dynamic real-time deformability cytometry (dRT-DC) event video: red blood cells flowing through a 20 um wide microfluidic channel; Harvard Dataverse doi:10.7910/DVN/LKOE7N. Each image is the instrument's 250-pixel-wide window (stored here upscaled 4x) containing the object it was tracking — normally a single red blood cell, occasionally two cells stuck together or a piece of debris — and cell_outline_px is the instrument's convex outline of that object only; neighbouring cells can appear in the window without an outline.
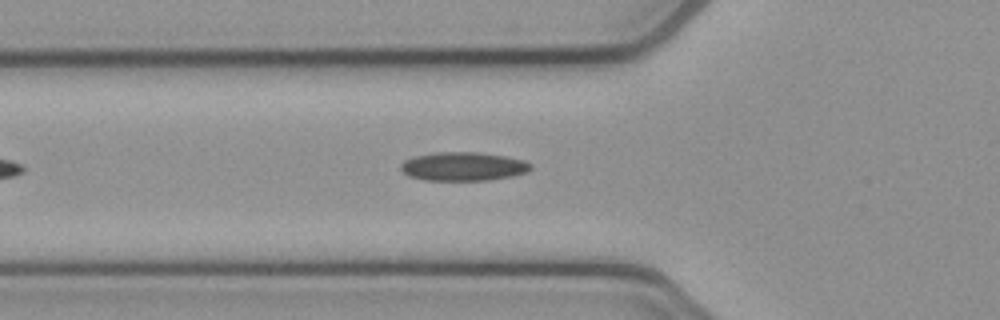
{"species": "common noctule bat (a hibernating species)", "species_latin": "Nyctalus noctula", "temperature_condition": "cold", "stored_images_in_passage": 28, "camera_frame_rate_fps": 3000, "um_per_image_px": 0.085, "animal": {"sex": "female", "body_mass_g": 21.9}, "frame": {"image": 1, "passage_image": 8, "time_ms": 2.333, "image_size_px": [1000, 320], "cell_outline_px": [[532, 168], [528, 172], [512, 176], [488, 180], [424, 180], [408, 176], [400, 168], [400, 164], [404, 160], [416, 156], [440, 152], [476, 152], [504, 156], [524, 160], [532, 164]], "centroid_in_image_um": [39.39, 14.15], "position_along_channel_um": 86.4, "area_um2": 21.68}}
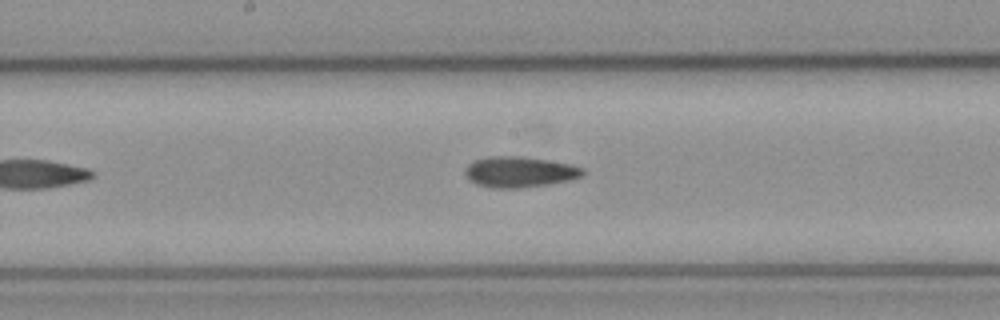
{"frame": {"image": 2, "passage_image": 17, "time_ms": 5.333, "image_size_px": [1000, 320], "cell_outline_px": [[584, 176], [572, 180], [548, 184], [520, 188], [492, 188], [476, 184], [468, 180], [464, 176], [464, 168], [472, 160], [488, 156], [520, 156], [572, 164], [584, 168]], "centroid_in_image_um": [44.13, 14.61], "position_along_channel_um": 204.1, "area_um2": 21.5}}
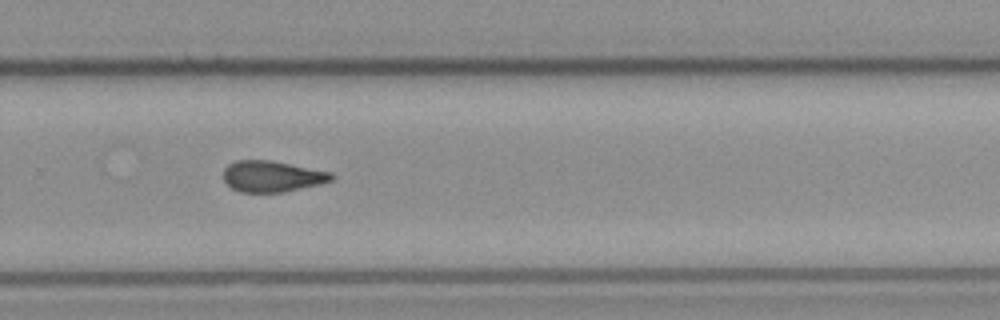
{"frame": {"image": 3, "passage_image": 25, "time_ms": 8.0, "image_size_px": [1000, 320], "cell_outline_px": [[336, 176], [332, 180], [320, 184], [284, 192], [240, 192], [232, 188], [224, 180], [224, 168], [228, 164], [236, 160], [268, 160], [332, 172]], "centroid_in_image_um": [23.13, 14.99], "position_along_channel_um": 306.7, "area_um2": 19.54}}